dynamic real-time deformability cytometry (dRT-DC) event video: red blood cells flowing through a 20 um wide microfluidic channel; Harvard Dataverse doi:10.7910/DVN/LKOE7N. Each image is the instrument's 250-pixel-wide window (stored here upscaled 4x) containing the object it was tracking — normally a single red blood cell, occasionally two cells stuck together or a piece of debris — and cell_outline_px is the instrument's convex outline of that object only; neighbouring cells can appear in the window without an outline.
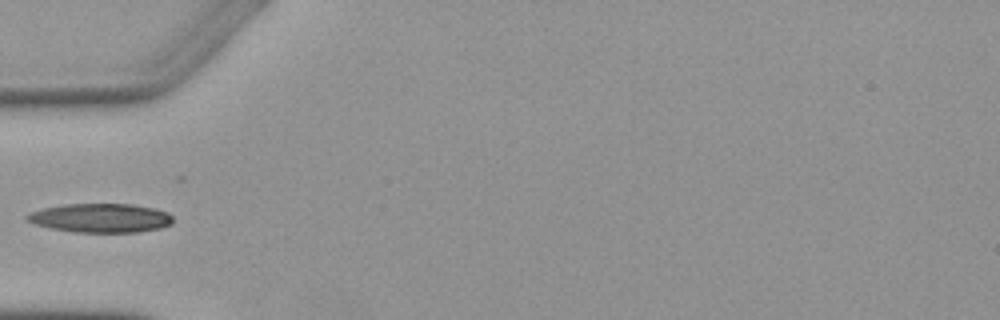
{"species": "Egyptian fruit bat (a non-hibernating species)", "species_latin": "Rousettus aegyptiacus", "temperature_condition": "warm", "stored_images_in_passage": 1, "camera_frame_rate_fps": 3000, "um_per_image_px": 0.085, "animal": {"sex": "female"}, "frame": {"image": 1, "passage_image": 1, "time_ms": 0.0, "image_size_px": [1000, 320], "cell_outline_px": [[172, 224], [160, 228], [136, 232], [72, 232], [52, 228], [36, 224], [24, 220], [24, 216], [32, 212], [44, 208], [64, 204], [132, 204], [152, 208], [168, 212], [172, 216]], "centroid_in_image_um": [8.54, 18.53], "position_along_channel_um": 76.5, "area_um2": 24.57}}